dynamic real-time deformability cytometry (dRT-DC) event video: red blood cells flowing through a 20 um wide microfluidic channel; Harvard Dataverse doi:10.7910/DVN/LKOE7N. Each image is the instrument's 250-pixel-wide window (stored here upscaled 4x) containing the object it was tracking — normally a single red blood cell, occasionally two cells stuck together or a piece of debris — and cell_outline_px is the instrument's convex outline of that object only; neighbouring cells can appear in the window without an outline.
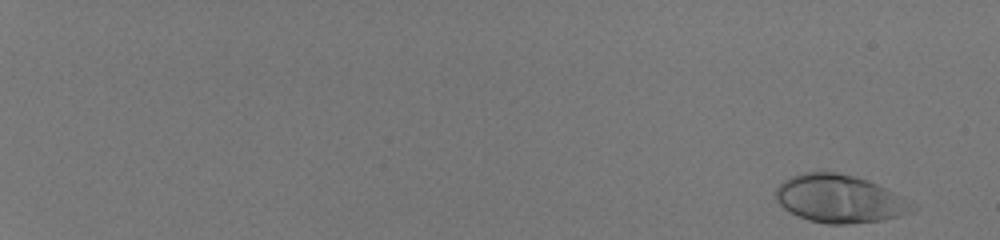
{"species": "human", "species_latin": "Homo sapiens", "temperature_condition": "room temperature", "stored_images_in_passage": 54, "camera_frame_rate_fps": 3000, "um_per_image_px": 0.085, "donor": {"sex": "male"}, "frame": {"image": 1, "passage_image": 2, "time_ms": 0.333, "image_size_px": [1000, 240], "cell_outline_px": [[916, 208], [912, 212], [900, 216], [884, 220], [848, 224], [828, 224], [808, 220], [784, 208], [776, 200], [776, 188], [784, 180], [792, 176], [804, 172], [824, 168], [868, 180], [916, 204]], "centroid_in_image_um": [71.36, 16.87], "position_along_channel_um": 13.6, "area_um2": 38.44}}
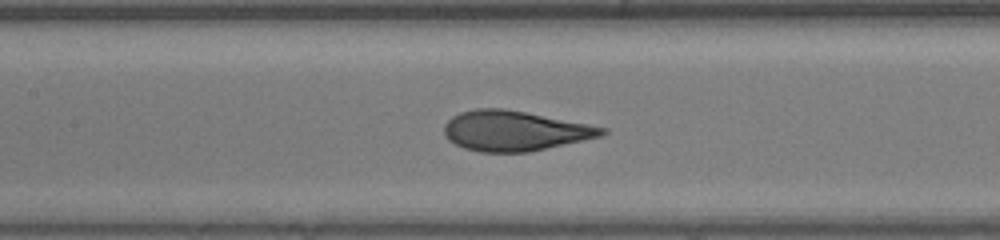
{"frame": {"image": 2, "passage_image": 31, "time_ms": 10.0, "image_size_px": [1000, 240], "cell_outline_px": [[608, 132], [604, 136], [528, 152], [480, 152], [464, 148], [448, 140], [444, 136], [444, 124], [452, 116], [460, 112], [476, 108], [504, 108], [608, 128]], "centroid_in_image_um": [43.73, 11.12], "position_along_channel_um": 163.7, "area_um2": 36.88}}
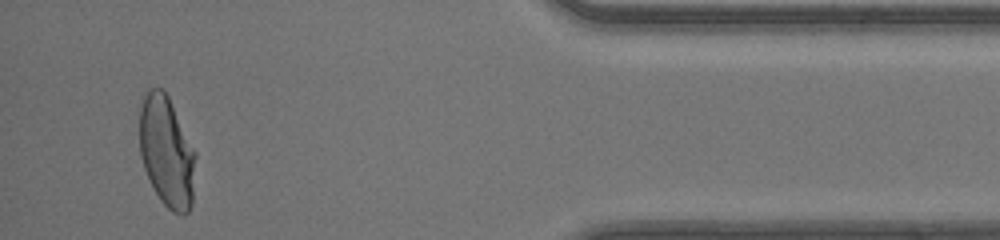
{"frame": {"image": 3, "passage_image": 52, "time_ms": 17.0, "image_size_px": [1000, 240], "cell_outline_px": [[196, 156], [192, 204], [188, 212], [184, 216], [172, 212], [160, 200], [144, 168], [140, 156], [140, 108], [144, 88], [164, 88], [196, 152]], "centroid_in_image_um": [14.17, 12.87], "position_along_channel_um": 421.0, "area_um2": 36.47}, "authors_computed_cell_mechanics": {"area_um2": 36.4429, "velocity_mm_per_s": 4.2073, "shape_relaxation_time_tau1_ms": 4.6451, "shape_relaxation_time_tau2_ms": null, "deformation_change_tau1": 0.2233, "deformation_change_tau2": null}}